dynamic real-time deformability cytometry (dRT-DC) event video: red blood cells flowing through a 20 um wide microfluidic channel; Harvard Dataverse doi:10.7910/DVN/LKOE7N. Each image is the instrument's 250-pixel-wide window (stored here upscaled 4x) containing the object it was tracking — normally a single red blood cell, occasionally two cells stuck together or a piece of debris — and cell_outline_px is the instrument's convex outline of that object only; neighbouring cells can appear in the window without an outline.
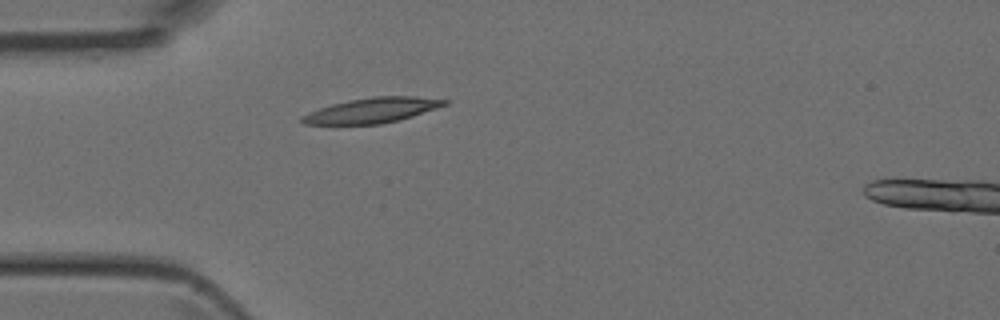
{"species": "Egyptian fruit bat (a non-hibernating species)", "species_latin": "Rousettus aegyptiacus", "temperature_condition": "room temperature", "stored_images_in_passage": 2, "camera_frame_rate_fps": 3000, "um_per_image_px": 0.085, "animal": {"sex": "female"}, "frame": {"image": 1, "passage_image": 1, "time_ms": 0.0, "image_size_px": [1000, 320], "cell_outline_px": [[448, 104], [400, 120], [380, 124], [304, 124], [300, 120], [300, 116], [320, 108], [332, 104], [372, 96], [412, 96], [448, 100]], "centroid_in_image_um": [31.63, 9.38], "position_along_channel_um": 53.4, "area_um2": 20.58}}